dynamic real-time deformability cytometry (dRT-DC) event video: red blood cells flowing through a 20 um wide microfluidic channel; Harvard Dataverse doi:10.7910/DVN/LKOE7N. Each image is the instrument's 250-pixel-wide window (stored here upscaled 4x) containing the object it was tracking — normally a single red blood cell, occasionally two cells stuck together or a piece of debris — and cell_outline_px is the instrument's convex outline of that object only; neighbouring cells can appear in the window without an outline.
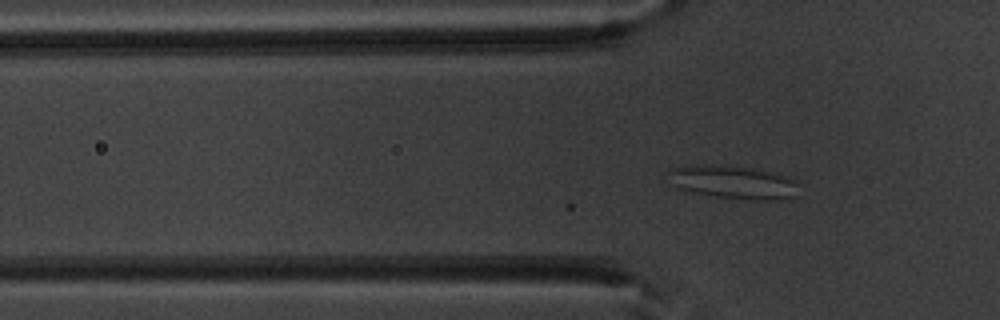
{"species": "common noctule bat (a hibernating species)", "species_latin": "Nyctalus noctula", "temperature_condition": "warm", "stored_images_in_passage": 15, "camera_frame_rate_fps": 3000, "um_per_image_px": 0.085, "animal": {"sex": "male", "body_mass_g": 20.1, "forearm_length_mm": 53.5}, "frame": {"image": 1, "passage_image": 15, "time_ms": 4.667, "image_size_px": [1000, 320], "cell_outline_px": [[800, 196], [780, 200], [752, 200], [716, 196], [692, 192], [680, 188], [664, 172], [668, 168], [704, 164], [748, 168], [768, 172], [784, 176], [796, 180]], "centroid_in_image_um": [62.36, 15.5], "position_along_channel_um": 63.4, "area_um2": 25.09}}